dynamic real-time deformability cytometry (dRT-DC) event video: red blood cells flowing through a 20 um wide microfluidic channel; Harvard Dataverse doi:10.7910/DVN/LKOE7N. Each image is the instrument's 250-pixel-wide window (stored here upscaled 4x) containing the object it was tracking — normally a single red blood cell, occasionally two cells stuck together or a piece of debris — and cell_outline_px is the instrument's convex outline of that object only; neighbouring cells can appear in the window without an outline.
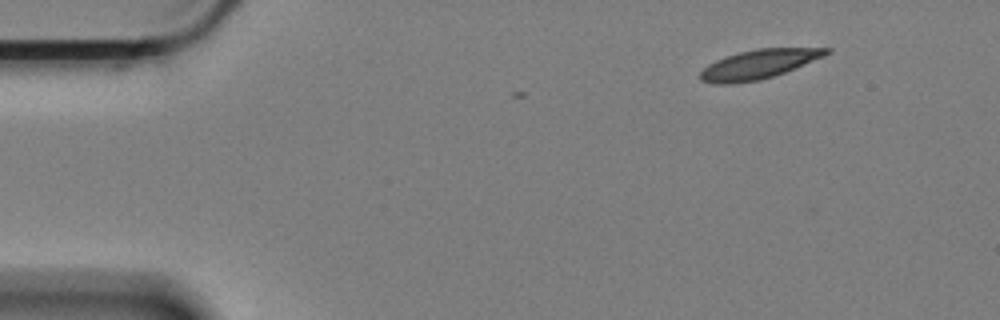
{"species": "Egyptian fruit bat (a non-hibernating species)", "species_latin": "Rousettus aegyptiacus", "temperature_condition": "cold", "stored_images_in_passage": 5, "camera_frame_rate_fps": 3000, "um_per_image_px": 0.085, "animal": {"sex": "female"}, "frame": {"image": 1, "passage_image": 1, "time_ms": 0.0, "image_size_px": [1000, 320], "cell_outline_px": [[832, 52], [824, 56], [784, 72], [760, 80], [732, 84], [716, 84], [700, 80], [700, 72], [708, 64], [724, 56], [756, 48], [832, 48]], "centroid_in_image_um": [64.46, 5.46], "position_along_channel_um": 20.5, "area_um2": 21.33}}